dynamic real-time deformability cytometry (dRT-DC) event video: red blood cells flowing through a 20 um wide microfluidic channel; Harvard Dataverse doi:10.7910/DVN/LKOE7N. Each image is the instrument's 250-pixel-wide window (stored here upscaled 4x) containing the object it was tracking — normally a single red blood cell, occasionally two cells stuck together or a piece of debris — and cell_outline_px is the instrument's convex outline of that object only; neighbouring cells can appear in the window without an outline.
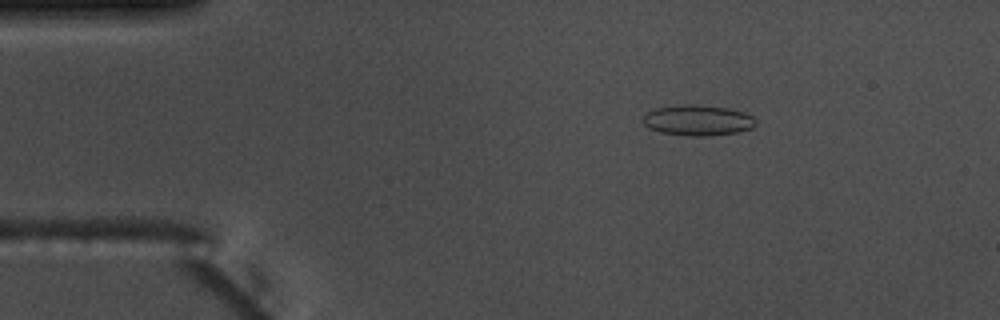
{"species": "common noctule bat (a hibernating species)", "species_latin": "Nyctalus noctula", "temperature_condition": "warm", "stored_images_in_passage": 51, "camera_frame_rate_fps": 3000, "um_per_image_px": 0.085, "animal": {"sex": "male", "body_mass_g": 17.5, "forearm_length_mm": 52.3}, "frame": {"image": 1, "passage_image": 6, "time_ms": 1.667, "image_size_px": [1000, 320], "cell_outline_px": [[756, 124], [752, 128], [736, 132], [704, 136], [688, 136], [660, 132], [648, 128], [644, 124], [644, 116], [648, 112], [656, 108], [684, 104], [692, 104], [728, 108], [744, 112], [752, 116], [756, 120]], "centroid_in_image_um": [59.32, 10.22], "position_along_channel_um": 25.7, "area_um2": 20.0}}
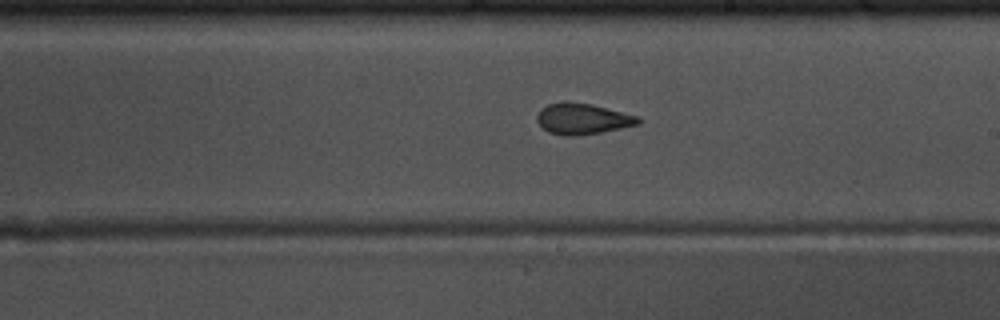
{"frame": {"image": 2, "passage_image": 28, "time_ms": 9.0, "image_size_px": [1000, 320], "cell_outline_px": [[640, 124], [600, 132], [572, 136], [564, 136], [548, 132], [536, 120], [536, 116], [540, 108], [548, 104], [564, 100], [568, 100], [592, 104], [636, 116], [640, 120]], "centroid_in_image_um": [49.45, 10.08], "position_along_channel_um": 239.6, "area_um2": 18.26}}
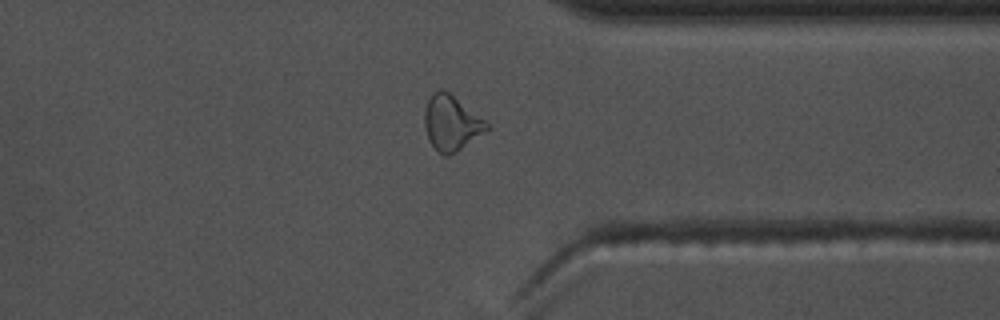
{"frame": {"image": 3, "passage_image": 39, "time_ms": 12.667, "image_size_px": [1000, 320], "cell_outline_px": [[492, 128], [448, 156], [444, 156], [428, 140], [424, 128], [424, 112], [428, 100], [432, 92], [440, 88], [444, 88], [484, 120]], "centroid_in_image_um": [38.34, 10.43], "position_along_channel_um": 373.1, "area_um2": 19.83}, "authors_computed_cell_mechanics": {"area_um2": 19.1318, "velocity_mm_per_s": 3.7463, "shape_relaxation_time_tau1_ms": null, "shape_relaxation_time_tau2_ms": 1.3506, "deformation_change_tau1": null, "deformation_change_tau2": 0.0751}}